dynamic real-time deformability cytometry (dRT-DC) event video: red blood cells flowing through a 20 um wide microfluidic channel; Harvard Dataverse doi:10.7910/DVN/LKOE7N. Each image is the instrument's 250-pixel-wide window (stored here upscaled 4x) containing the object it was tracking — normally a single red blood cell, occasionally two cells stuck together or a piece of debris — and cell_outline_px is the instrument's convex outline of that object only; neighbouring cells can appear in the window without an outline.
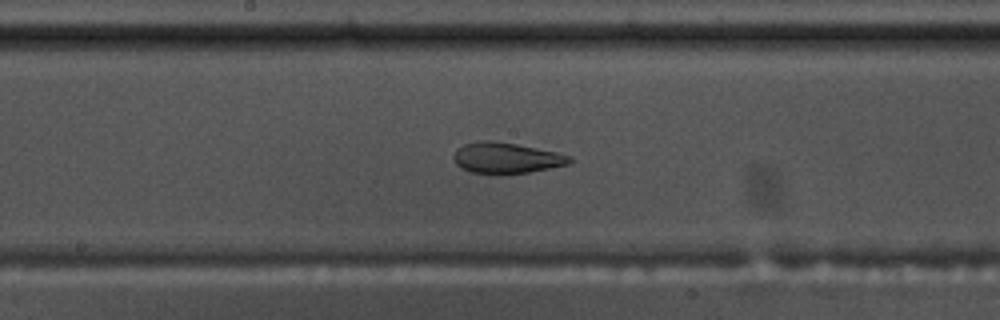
{"species": "common noctule bat (a hibernating species)", "species_latin": "Nyctalus noctula", "temperature_condition": "warm", "stored_images_in_passage": 53, "camera_frame_rate_fps": 3000, "um_per_image_px": 0.085, "animal": {"sex": "male", "body_mass_g": 17.5, "forearm_length_mm": 52.3}, "frame": {"image": 1, "passage_image": 26, "time_ms": 8.333, "image_size_px": [1000, 320], "cell_outline_px": [[572, 160], [568, 164], [528, 172], [504, 176], [496, 176], [472, 172], [456, 164], [452, 156], [456, 148], [464, 144], [480, 140], [488, 140], [516, 144], [556, 152], [572, 156]], "centroid_in_image_um": [42.99, 13.45], "position_along_channel_um": 205.2, "area_um2": 21.15}}
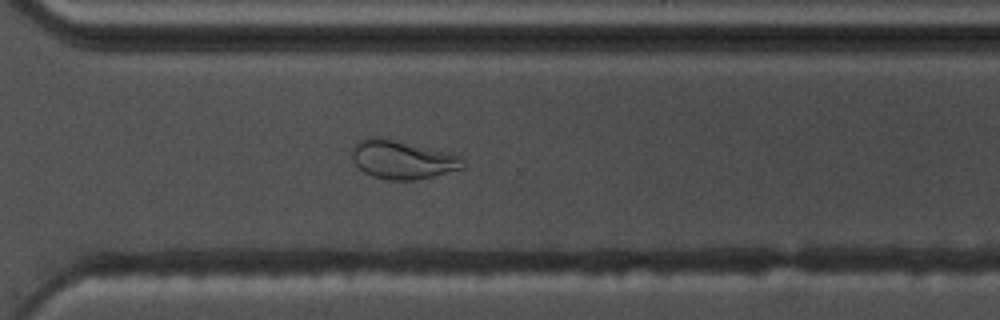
{"frame": {"image": 2, "passage_image": 37, "time_ms": 12.0, "image_size_px": [1000, 320], "cell_outline_px": [[468, 164], [464, 168], [432, 176], [412, 180], [388, 180], [372, 176], [364, 172], [352, 160], [352, 148], [360, 140], [392, 140], [444, 152], [460, 156]], "centroid_in_image_um": [34.24, 13.63], "position_along_channel_um": 336.4, "area_um2": 23.93}}
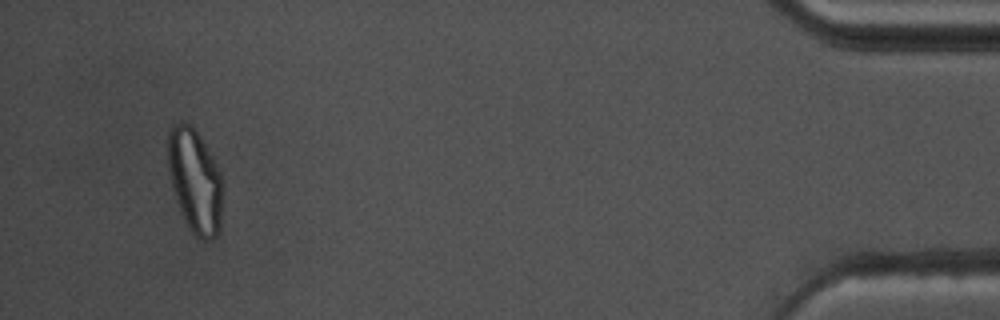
{"frame": {"image": 3, "passage_image": 50, "time_ms": 16.333, "image_size_px": [1000, 320], "cell_outline_px": [[224, 188], [220, 228], [216, 236], [212, 240], [200, 240], [192, 232], [180, 208], [172, 184], [168, 168], [168, 128], [172, 124], [180, 120], [184, 120], [200, 136], [216, 164], [220, 172], [224, 184]], "centroid_in_image_um": [16.6, 15.35], "position_along_channel_um": 418.6, "area_um2": 33.23}, "authors_computed_cell_mechanics": {"area_um2": 25.6632, "velocity_mm_per_s": 3.5865, "shape_relaxation_time_tau1_ms": null, "shape_relaxation_time_tau2_ms": 2.0169, "deformation_change_tau1": null, "deformation_change_tau2": 0.0892}}